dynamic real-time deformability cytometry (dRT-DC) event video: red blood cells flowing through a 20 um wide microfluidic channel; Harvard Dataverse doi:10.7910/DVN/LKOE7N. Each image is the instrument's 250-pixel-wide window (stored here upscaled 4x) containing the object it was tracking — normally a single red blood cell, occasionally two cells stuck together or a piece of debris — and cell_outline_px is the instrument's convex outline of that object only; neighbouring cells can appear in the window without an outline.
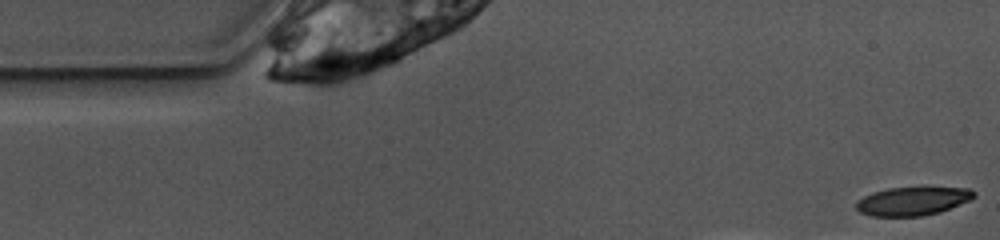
{"species": "common noctule bat (a hibernating species)", "species_latin": "Nyctalus noctula", "temperature_condition": "warm", "stored_images_in_passage": 2, "camera_frame_rate_fps": 3000, "um_per_image_px": 0.085, "animal": {"sex": "female", "body_mass_g": 10.0, "forearm_length_mm": 53.1}, "frame": {"image": 1, "passage_image": 1, "time_ms": 0.0, "image_size_px": [1000, 240], "cell_outline_px": [[976, 196], [968, 200], [940, 212], [920, 216], [872, 216], [860, 212], [856, 208], [856, 200], [872, 192], [888, 188], [924, 184], [968, 188], [976, 192]], "centroid_in_image_um": [77.6, 17.03], "position_along_channel_um": 7.4, "area_um2": 20.46}}